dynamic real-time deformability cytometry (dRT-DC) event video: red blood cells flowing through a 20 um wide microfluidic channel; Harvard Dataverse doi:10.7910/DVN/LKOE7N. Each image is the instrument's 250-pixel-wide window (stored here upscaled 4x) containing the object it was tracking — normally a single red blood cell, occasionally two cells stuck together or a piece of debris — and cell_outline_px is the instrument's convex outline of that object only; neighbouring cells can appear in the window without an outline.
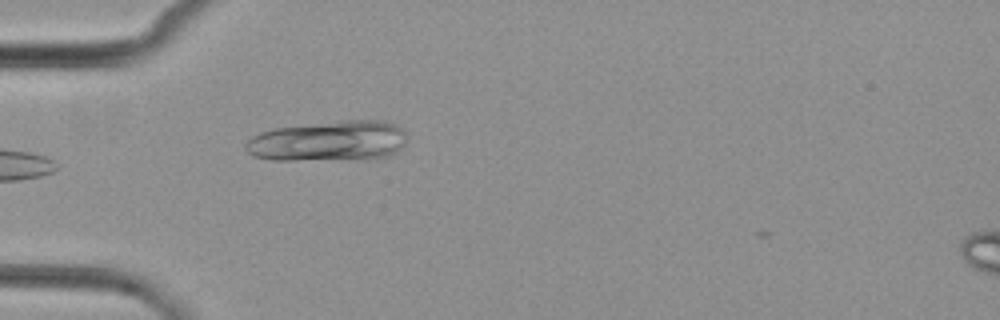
{"species": "common noctule bat (a hibernating species)", "species_latin": "Nyctalus noctula", "temperature_condition": "cold", "stored_images_in_passage": 6, "camera_frame_rate_fps": 3000, "um_per_image_px": 0.085, "animal": {"sex": "female", "body_mass_g": 29.2, "forearm_length_mm": 56.3}, "frame": {"image": 1, "passage_image": 6, "time_ms": 6.0, "image_size_px": [1000, 320], "cell_outline_px": [[404, 144], [392, 156], [368, 160], [272, 160], [252, 156], [244, 148], [244, 144], [252, 136], [260, 132], [276, 128], [344, 120], [384, 120], [396, 124], [404, 132]], "centroid_in_image_um": [27.94, 12.01], "position_along_channel_um": 57.1, "area_um2": 38.55}}